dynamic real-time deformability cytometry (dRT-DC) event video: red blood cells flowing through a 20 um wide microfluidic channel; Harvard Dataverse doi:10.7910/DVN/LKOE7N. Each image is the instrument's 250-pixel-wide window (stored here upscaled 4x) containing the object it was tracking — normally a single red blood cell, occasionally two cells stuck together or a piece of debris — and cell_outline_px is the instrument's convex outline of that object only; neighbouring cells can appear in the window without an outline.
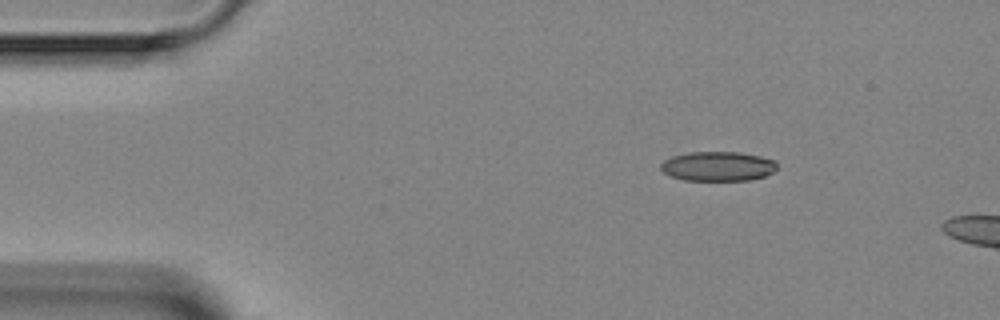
{"species": "Egyptian fruit bat (a non-hibernating species)", "species_latin": "Rousettus aegyptiacus", "temperature_condition": "room temperature", "stored_images_in_passage": 4, "camera_frame_rate_fps": 3000, "um_per_image_px": 0.085, "animal": {"sex": "female"}, "frame": {"image": 1, "passage_image": 2, "time_ms": 1.0, "image_size_px": [1000, 320], "cell_outline_px": [[776, 168], [772, 172], [764, 176], [748, 180], [684, 180], [672, 176], [664, 172], [660, 168], [660, 164], [664, 160], [672, 156], [688, 152], [740, 152], [760, 156], [776, 160]], "centroid_in_image_um": [61.01, 14.12], "position_along_channel_um": 24.0, "area_um2": 19.94}}